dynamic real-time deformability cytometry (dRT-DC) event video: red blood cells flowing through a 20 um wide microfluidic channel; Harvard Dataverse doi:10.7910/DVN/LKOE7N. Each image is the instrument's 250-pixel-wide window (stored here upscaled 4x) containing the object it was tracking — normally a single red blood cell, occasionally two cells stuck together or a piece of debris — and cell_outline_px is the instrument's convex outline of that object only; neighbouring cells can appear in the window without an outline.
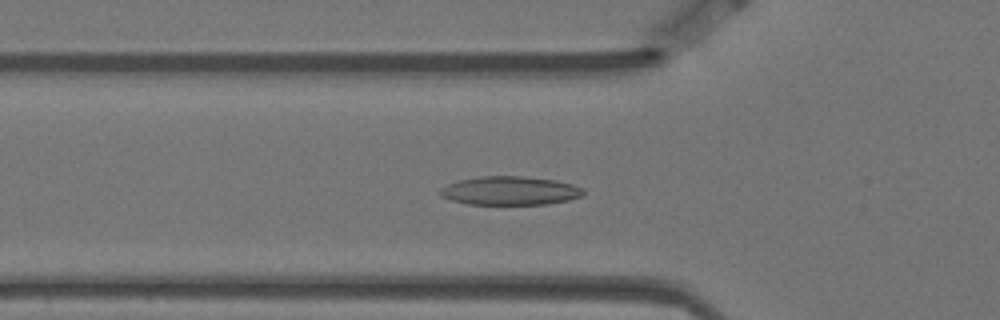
{"species": "Egyptian fruit bat (a non-hibernating species)", "species_latin": "Rousettus aegyptiacus", "temperature_condition": "warm", "stored_images_in_passage": 34, "camera_frame_rate_fps": 3000, "um_per_image_px": 0.085, "animal": {"sex": "female"}, "frame": {"image": 1, "passage_image": 19, "time_ms": 6.0, "image_size_px": [1000, 320], "cell_outline_px": [[584, 192], [580, 196], [568, 200], [548, 204], [468, 204], [452, 200], [440, 196], [440, 188], [448, 184], [460, 180], [480, 176], [524, 176], [556, 180], [572, 184], [584, 188]], "centroid_in_image_um": [43.35, 16.2], "position_along_channel_um": 82.4, "area_um2": 23.87}}
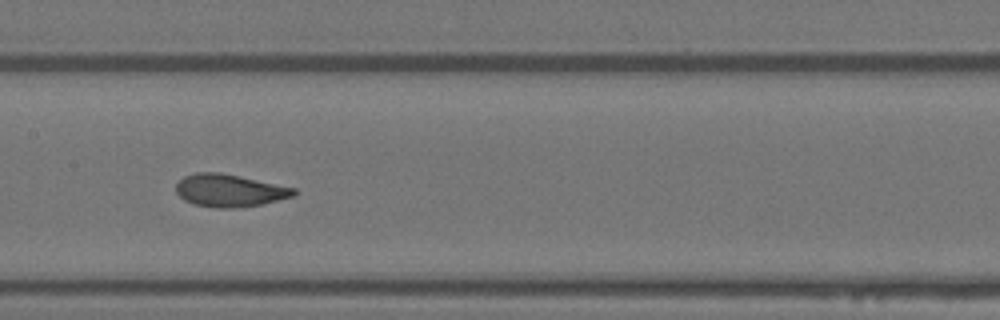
{"frame": {"image": 2, "passage_image": 28, "time_ms": 9.0, "image_size_px": [1000, 320], "cell_outline_px": [[296, 196], [260, 204], [236, 208], [216, 208], [196, 204], [184, 200], [176, 192], [176, 184], [184, 176], [196, 172], [220, 172], [296, 188]], "centroid_in_image_um": [19.51, 16.19], "position_along_channel_um": 187.9, "area_um2": 22.25}}
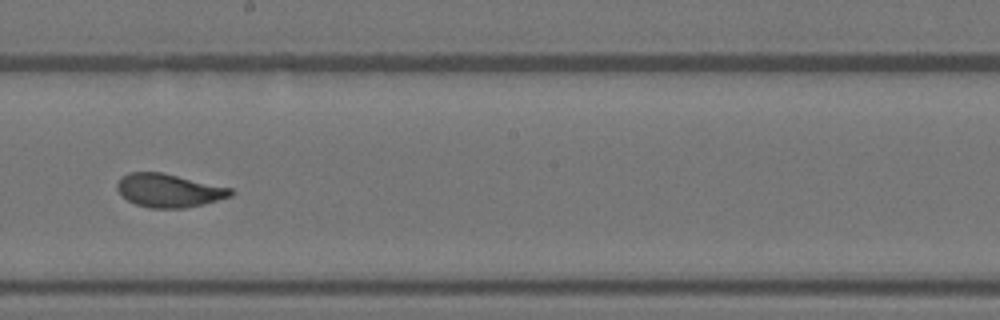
{"frame": {"image": 3, "passage_image": 32, "time_ms": 10.333, "image_size_px": [1000, 320], "cell_outline_px": [[236, 192], [232, 196], [184, 208], [152, 208], [136, 204], [128, 200], [116, 188], [116, 184], [128, 172], [164, 172], [232, 188]], "centroid_in_image_um": [14.38, 16.17], "position_along_channel_um": 233.8, "area_um2": 21.96}}